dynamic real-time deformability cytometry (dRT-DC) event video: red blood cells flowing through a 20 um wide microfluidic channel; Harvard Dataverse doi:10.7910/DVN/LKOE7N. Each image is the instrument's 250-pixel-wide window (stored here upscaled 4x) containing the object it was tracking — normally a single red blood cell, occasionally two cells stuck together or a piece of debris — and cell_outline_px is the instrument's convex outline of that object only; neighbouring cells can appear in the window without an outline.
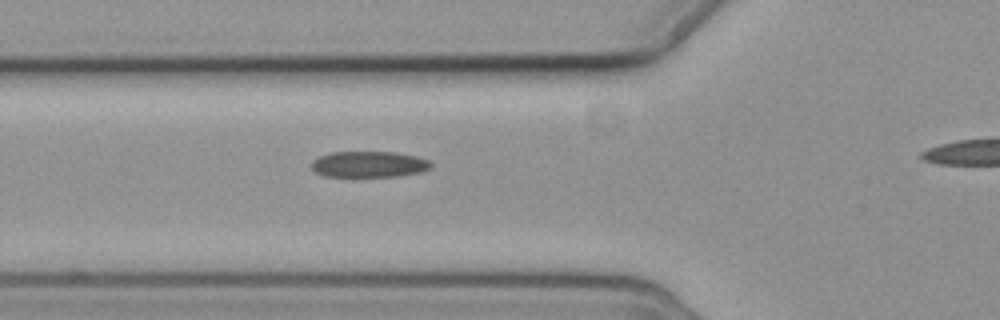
{"species": "common noctule bat (a hibernating species)", "species_latin": "Nyctalus noctula", "temperature_condition": "cold", "stored_images_in_passage": 4, "segment_of_instrument_passage": [1, 2], "camera_frame_rate_fps": 3000, "um_per_image_px": 0.085, "animal": {"sex": "female", "body_mass_g": 19.3, "forearm_length_mm": 54.1}, "frame": {"image": 1, "passage_image": 3, "time_ms": 2.333, "image_size_px": [1000, 320], "cell_outline_px": [[432, 168], [420, 172], [396, 176], [324, 176], [316, 172], [312, 168], [312, 160], [320, 156], [332, 152], [396, 152], [416, 156], [428, 160], [432, 164]], "centroid_in_image_um": [31.37, 13.96], "position_along_channel_um": 94.4, "area_um2": 18.03}}